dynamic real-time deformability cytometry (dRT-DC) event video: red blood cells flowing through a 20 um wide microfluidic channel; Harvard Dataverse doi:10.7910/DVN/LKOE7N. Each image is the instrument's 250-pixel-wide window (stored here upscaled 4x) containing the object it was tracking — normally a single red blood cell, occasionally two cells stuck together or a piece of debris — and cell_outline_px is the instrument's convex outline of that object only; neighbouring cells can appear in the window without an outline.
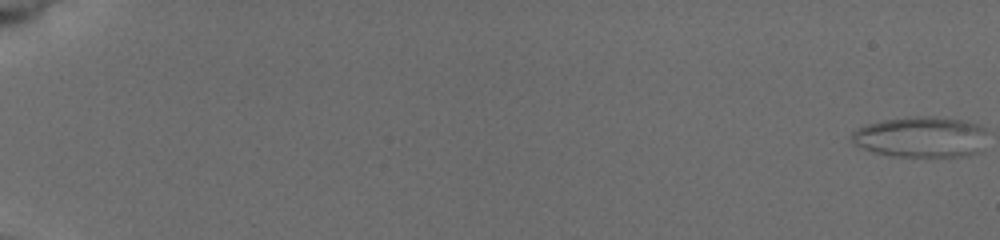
{"species": "common noctule bat (a hibernating species)", "species_latin": "Nyctalus noctula", "temperature_condition": "cold", "stored_images_in_passage": 9, "camera_frame_rate_fps": 3000, "um_per_image_px": 0.085, "animal": {"sex": "female", "body_mass_g": 19.5, "forearm_length_mm": 54.1}, "frame": {"image": 1, "passage_image": 1, "time_ms": 0.0, "image_size_px": [1000, 240], "cell_outline_px": [[984, 132], [976, 152], [964, 156], [892, 156], [872, 152], [856, 144], [852, 140], [852, 132], [868, 124], [884, 120], [916, 116], [928, 116], [960, 120], [976, 124], [984, 128]], "centroid_in_image_um": [78.21, 11.64], "position_along_channel_um": 6.8, "area_um2": 31.27}}